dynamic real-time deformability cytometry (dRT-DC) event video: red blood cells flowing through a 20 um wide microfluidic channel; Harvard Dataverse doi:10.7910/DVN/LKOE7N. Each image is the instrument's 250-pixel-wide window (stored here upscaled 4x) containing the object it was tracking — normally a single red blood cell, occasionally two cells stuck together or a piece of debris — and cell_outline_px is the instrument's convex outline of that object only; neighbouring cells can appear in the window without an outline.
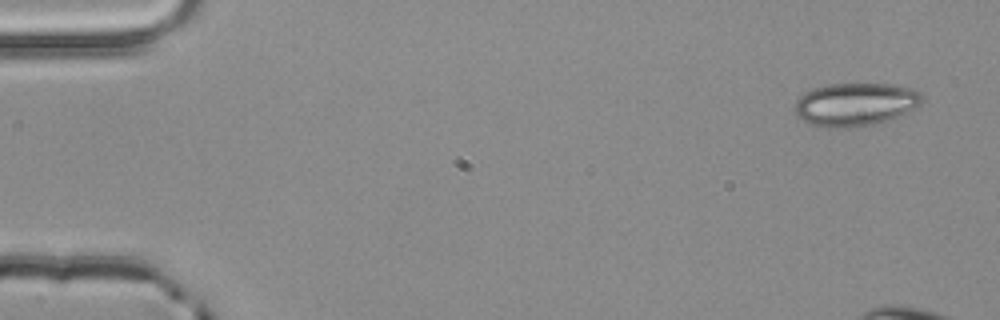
{"species": "common noctule bat (a hibernating species)", "species_latin": "Nyctalus noctula", "temperature_condition": "room temperature", "stored_images_in_passage": 4, "camera_frame_rate_fps": 3000, "um_per_image_px": 0.085, "animal": {"sex": "male", "body_mass_g": 20.4}, "frame": {"image": 1, "passage_image": 1, "time_ms": 0.0, "image_size_px": [1000, 320], "cell_outline_px": [[924, 100], [920, 104], [888, 120], [872, 124], [848, 128], [828, 128], [808, 124], [796, 116], [792, 108], [796, 100], [804, 92], [812, 88], [828, 84], [896, 84], [916, 88], [924, 96]], "centroid_in_image_um": [72.66, 8.86], "position_along_channel_um": 12.3, "area_um2": 32.43}}